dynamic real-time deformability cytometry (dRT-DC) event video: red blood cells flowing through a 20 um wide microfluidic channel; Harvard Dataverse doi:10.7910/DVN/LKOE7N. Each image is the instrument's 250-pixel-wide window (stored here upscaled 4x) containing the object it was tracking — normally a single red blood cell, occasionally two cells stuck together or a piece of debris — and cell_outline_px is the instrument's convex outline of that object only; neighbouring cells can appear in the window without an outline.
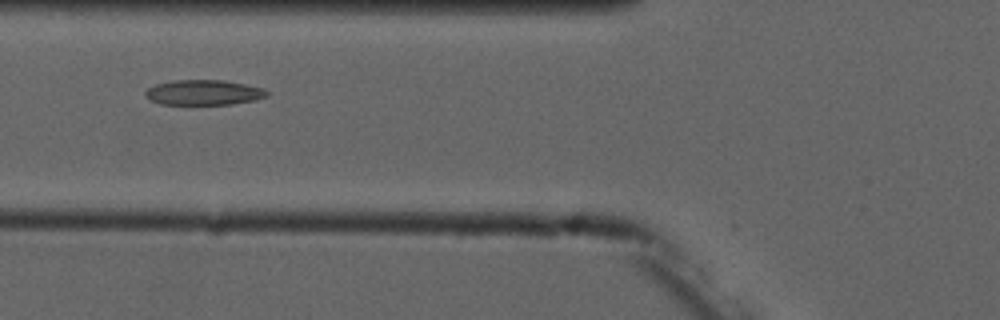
{"species": "common noctule bat (a hibernating species)", "species_latin": "Nyctalus noctula", "temperature_condition": "cold", "stored_images_in_passage": 5, "camera_frame_rate_fps": 3000, "um_per_image_px": 0.085, "animal": {"sex": "male", "forearm_length_mm": 52.5}, "frame": {"image": 1, "passage_image": 3, "time_ms": 2.333, "image_size_px": [1000, 320], "cell_outline_px": [[268, 96], [256, 100], [232, 104], [160, 104], [152, 100], [144, 92], [148, 88], [156, 84], [172, 80], [224, 80], [264, 88], [268, 92]], "centroid_in_image_um": [17.35, 7.85], "position_along_channel_um": 108.5, "area_um2": 17.74}}
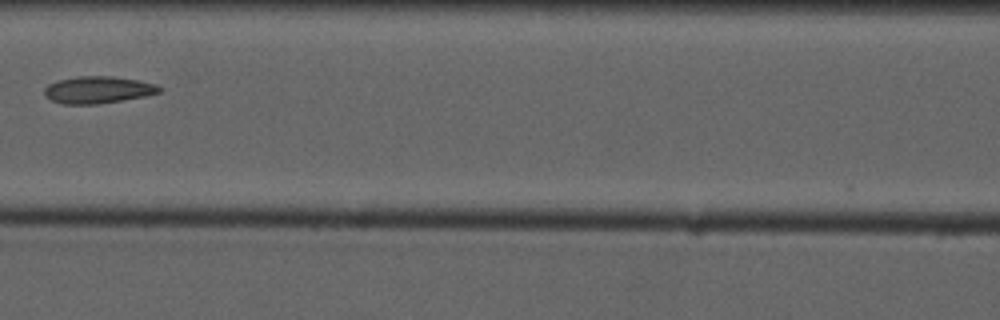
{"frame": {"image": 2, "passage_image": 4, "time_ms": 3.667, "image_size_px": [1000, 320], "cell_outline_px": [[164, 88], [160, 92], [144, 96], [124, 100], [96, 104], [64, 104], [52, 100], [44, 92], [44, 88], [48, 84], [60, 80], [80, 76], [112, 76], [136, 80], [156, 84]], "centroid_in_image_um": [8.36, 7.63], "position_along_channel_um": 158.2, "area_um2": 17.92}}
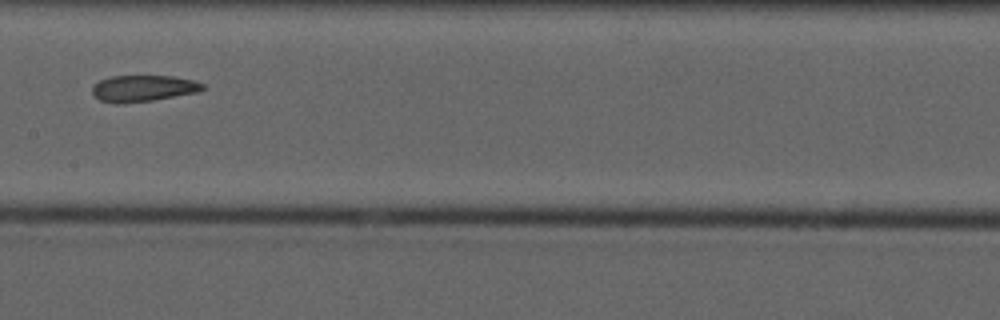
{"frame": {"image": 3, "passage_image": 5, "time_ms": 4.667, "image_size_px": [1000, 320], "cell_outline_px": [[204, 88], [196, 92], [152, 100], [124, 104], [116, 104], [100, 100], [92, 96], [92, 84], [100, 80], [112, 76], [172, 76], [192, 80], [204, 84]], "centroid_in_image_um": [12.09, 7.52], "position_along_channel_um": 195.3, "area_um2": 16.99}}